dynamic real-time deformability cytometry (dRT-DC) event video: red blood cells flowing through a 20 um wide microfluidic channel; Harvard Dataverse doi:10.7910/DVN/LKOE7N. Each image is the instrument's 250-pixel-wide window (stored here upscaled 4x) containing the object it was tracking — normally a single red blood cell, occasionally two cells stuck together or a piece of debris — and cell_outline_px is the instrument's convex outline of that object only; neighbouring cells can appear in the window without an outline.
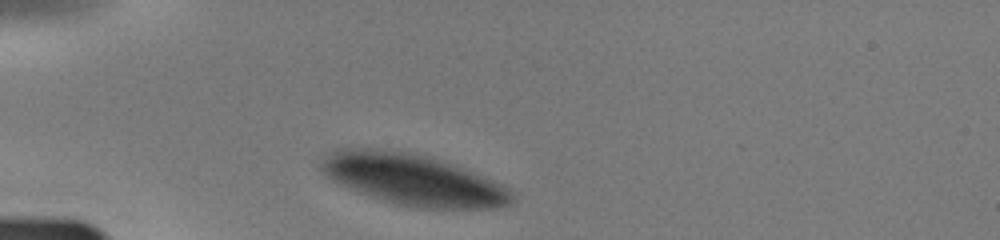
{"species": "human", "species_latin": "Homo sapiens", "temperature_condition": "warm", "stored_images_in_passage": 28, "camera_frame_rate_fps": 3000, "um_per_image_px": 0.085, "donor": {"sex": "male"}, "frame": {"image": 1, "passage_image": 1, "time_ms": 0.0, "image_size_px": [1000, 240], "cell_outline_px": [[516, 200], [512, 204], [488, 208], [420, 208], [396, 204], [368, 196], [348, 188], [332, 180], [320, 168], [320, 160], [324, 156], [336, 148], [388, 148], [428, 156], [444, 160], [492, 180], [516, 192]], "centroid_in_image_um": [35.1, 15.25], "position_along_channel_um": 49.9, "area_um2": 57.28}}
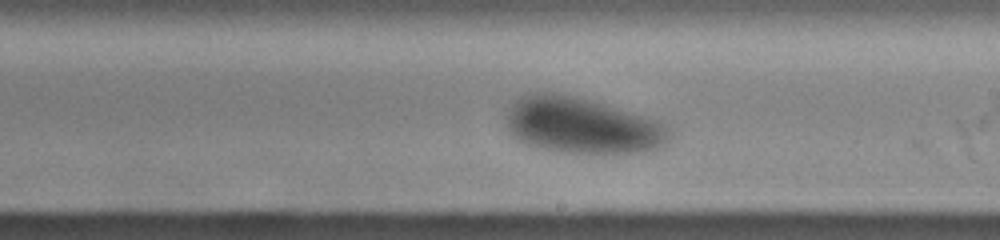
{"frame": {"image": 2, "passage_image": 16, "time_ms": 5.333, "image_size_px": [1000, 240], "cell_outline_px": [[664, 140], [660, 144], [652, 148], [636, 152], [564, 152], [544, 148], [520, 140], [516, 136], [508, 124], [508, 116], [512, 104], [516, 100], [524, 96], [564, 96], [584, 100], [600, 104], [648, 120], [656, 124], [664, 132]], "centroid_in_image_um": [49.33, 10.72], "position_along_channel_um": 239.7, "area_um2": 48.32}}
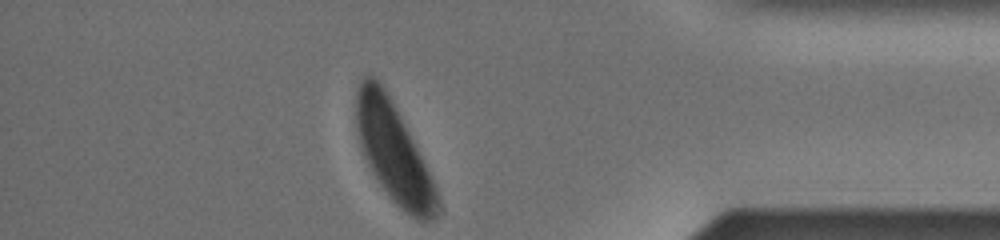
{"frame": {"image": 3, "passage_image": 28, "time_ms": 10.0, "image_size_px": [1000, 240], "cell_outline_px": [[440, 208], [436, 216], [432, 220], [420, 220], [404, 212], [388, 196], [372, 172], [364, 156], [356, 132], [356, 92], [360, 80], [364, 76], [376, 76], [384, 88], [404, 124], [436, 188], [440, 200]], "centroid_in_image_um": [33.42, 12.95], "position_along_channel_um": 401.8, "area_um2": 46.07}}